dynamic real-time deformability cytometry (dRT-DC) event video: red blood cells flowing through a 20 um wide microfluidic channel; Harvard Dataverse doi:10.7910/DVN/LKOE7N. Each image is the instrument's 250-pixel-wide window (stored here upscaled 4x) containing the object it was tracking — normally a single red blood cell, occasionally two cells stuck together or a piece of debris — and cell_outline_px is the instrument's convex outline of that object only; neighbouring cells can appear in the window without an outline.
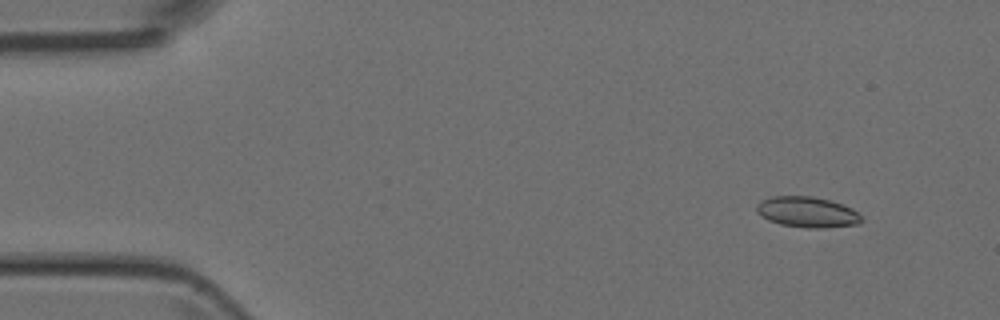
{"species": "Egyptian fruit bat (a non-hibernating species)", "species_latin": "Rousettus aegyptiacus", "temperature_condition": "room temperature", "stored_images_in_passage": 51, "segment_of_instrument_passage": [1, 2], "camera_frame_rate_fps": 3000, "um_per_image_px": 0.085, "animal": {"sex": "female"}, "frame": {"image": 1, "passage_image": 5, "time_ms": 1.333, "image_size_px": [1000, 320], "cell_outline_px": [[864, 220], [856, 224], [824, 228], [808, 228], [780, 224], [768, 220], [760, 216], [756, 212], [756, 204], [760, 200], [768, 196], [812, 196], [832, 200], [852, 208]], "centroid_in_image_um": [68.57, 18.01], "position_along_channel_um": 16.4, "area_um2": 18.96}}
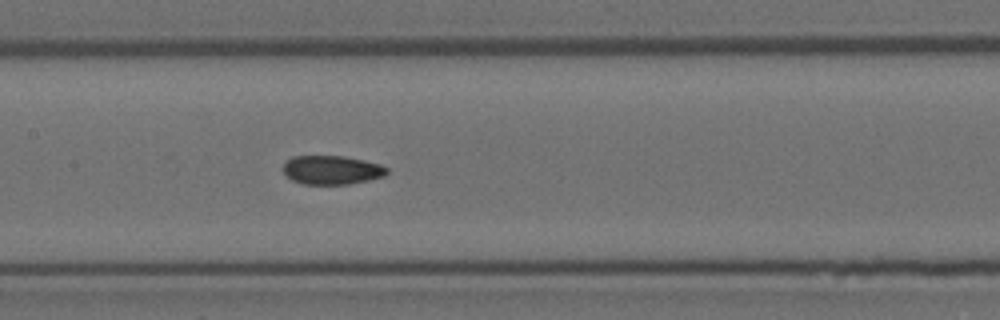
{"frame": {"image": 2, "passage_image": 24, "time_ms": 7.667, "image_size_px": [1000, 320], "cell_outline_px": [[388, 172], [384, 176], [368, 180], [348, 184], [304, 184], [292, 180], [284, 172], [284, 164], [292, 156], [344, 156], [364, 160], [380, 164], [388, 168]], "centroid_in_image_um": [28.22, 14.44], "position_along_channel_um": 179.2, "area_um2": 17.34}}
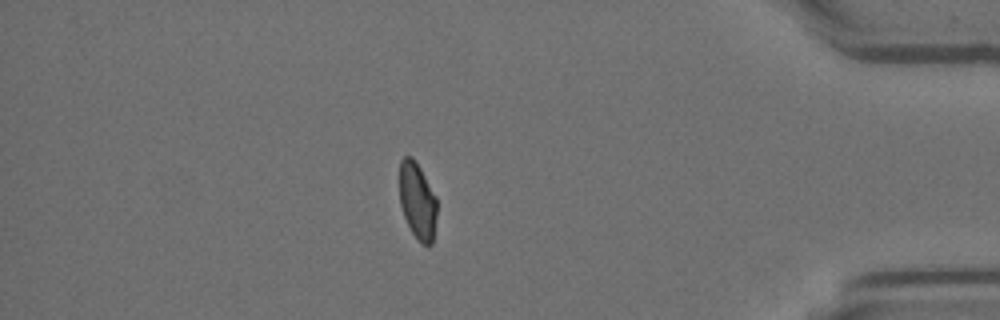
{"frame": {"image": 3, "passage_image": 43, "time_ms": 14.0, "image_size_px": [1000, 320], "cell_outline_px": [[436, 216], [432, 244], [420, 244], [412, 232], [404, 216], [400, 204], [400, 160], [404, 156], [412, 156], [420, 168], [436, 196]], "centroid_in_image_um": [35.47, 17.07], "position_along_channel_um": 399.7, "area_um2": 16.59}}